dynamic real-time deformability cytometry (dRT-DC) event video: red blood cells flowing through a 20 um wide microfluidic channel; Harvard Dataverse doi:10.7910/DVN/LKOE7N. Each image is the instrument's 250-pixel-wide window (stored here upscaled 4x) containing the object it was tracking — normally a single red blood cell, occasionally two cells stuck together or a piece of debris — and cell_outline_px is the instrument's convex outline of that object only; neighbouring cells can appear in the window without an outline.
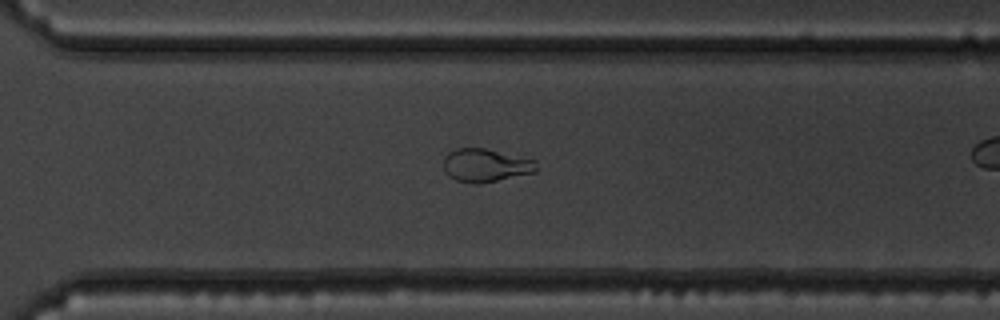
{"species": "common noctule bat (a hibernating species)", "species_latin": "Nyctalus noctula", "temperature_condition": "warm", "stored_images_in_passage": 29, "camera_frame_rate_fps": 3000, "um_per_image_px": 0.085, "animal": {"sex": "male", "body_mass_g": 19.5, "forearm_length_mm": 54.6}, "frame": {"image": 1, "passage_image": 25, "time_ms": 8.0, "image_size_px": [1000, 320], "cell_outline_px": [[536, 172], [480, 184], [472, 184], [456, 180], [448, 176], [444, 168], [444, 156], [448, 152], [456, 148], [484, 148], [536, 160]], "centroid_in_image_um": [41.26, 14.06], "position_along_channel_um": 329.3, "area_um2": 18.03}}